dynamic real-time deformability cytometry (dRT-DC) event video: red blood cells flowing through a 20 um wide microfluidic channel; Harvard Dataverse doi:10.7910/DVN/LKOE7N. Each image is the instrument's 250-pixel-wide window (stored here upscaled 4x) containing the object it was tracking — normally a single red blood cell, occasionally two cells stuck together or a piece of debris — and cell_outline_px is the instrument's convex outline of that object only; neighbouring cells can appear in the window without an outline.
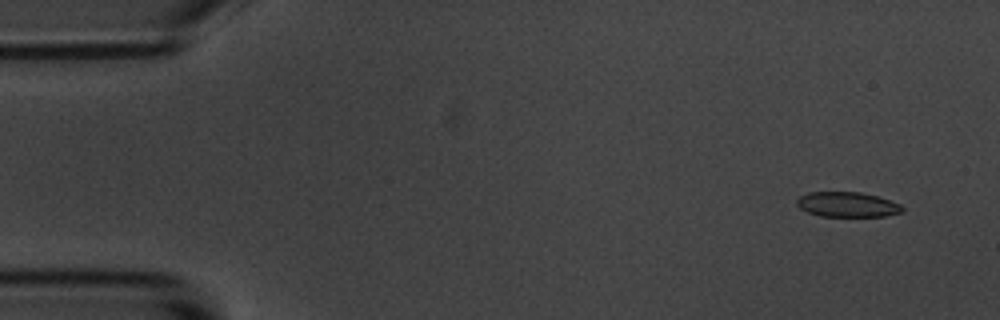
{"species": "common noctule bat (a hibernating species)", "species_latin": "Nyctalus noctula", "temperature_condition": "room temperature", "stored_images_in_passage": 5, "camera_frame_rate_fps": 3000, "um_per_image_px": 0.085, "animal": {"sex": "male", "body_mass_g": 20.1, "forearm_length_mm": 53.5}, "frame": {"image": 1, "passage_image": 1, "time_ms": 0.0, "image_size_px": [1000, 320], "cell_outline_px": [[904, 212], [884, 216], [820, 216], [808, 212], [800, 208], [796, 204], [796, 200], [800, 196], [808, 192], [860, 192], [880, 196], [900, 204], [904, 208]], "centroid_in_image_um": [72.04, 17.38], "position_along_channel_um": 13.0, "area_um2": 15.49}}
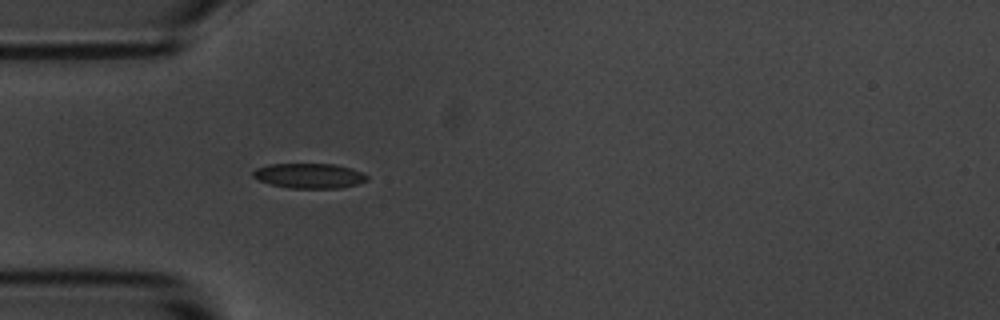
{"frame": {"image": 2, "passage_image": 5, "time_ms": 4.333, "image_size_px": [1000, 320], "cell_outline_px": [[368, 180], [356, 184], [340, 188], [288, 188], [272, 184], [260, 180], [252, 176], [252, 172], [256, 168], [268, 164], [332, 164], [352, 168], [368, 176]], "centroid_in_image_um": [26.28, 14.94], "position_along_channel_um": 58.7, "area_um2": 16.47}}